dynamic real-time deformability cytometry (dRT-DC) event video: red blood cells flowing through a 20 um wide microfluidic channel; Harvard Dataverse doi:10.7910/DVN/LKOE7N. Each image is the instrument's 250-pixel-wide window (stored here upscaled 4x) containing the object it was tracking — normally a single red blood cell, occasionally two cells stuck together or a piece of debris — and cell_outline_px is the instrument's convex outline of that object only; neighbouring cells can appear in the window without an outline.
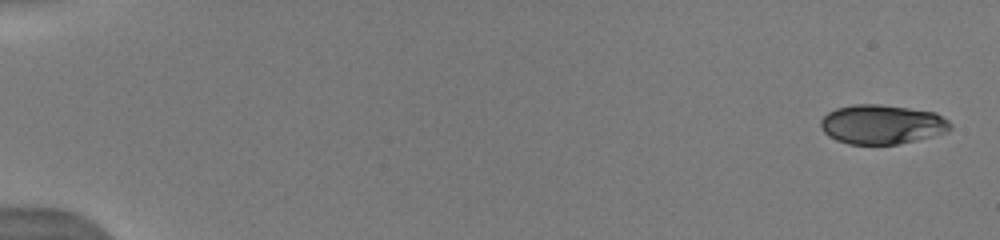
{"species": "human", "species_latin": "Homo sapiens", "temperature_condition": "warm", "stored_images_in_passage": 16, "camera_frame_rate_fps": 3000, "um_per_image_px": 0.085, "donor": {"sex": "male"}, "frame": {"image": 1, "passage_image": 1, "time_ms": 0.0, "image_size_px": [1000, 240], "cell_outline_px": [[952, 128], [948, 132], [916, 140], [896, 144], [848, 144], [836, 140], [828, 136], [820, 128], [820, 120], [828, 112], [836, 108], [852, 104], [880, 104], [936, 112], [948, 120], [952, 124]], "centroid_in_image_um": [74.96, 10.57], "position_along_channel_um": 10.0, "area_um2": 29.94}}
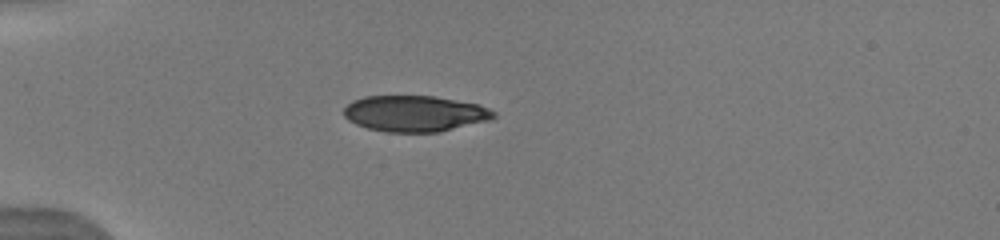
{"frame": {"image": 2, "passage_image": 9, "time_ms": 4.667, "image_size_px": [1000, 240], "cell_outline_px": [[496, 116], [492, 120], [440, 132], [388, 132], [368, 128], [356, 124], [348, 120], [344, 116], [344, 108], [352, 100], [364, 96], [432, 96], [476, 104], [488, 108], [496, 112]], "centroid_in_image_um": [35.27, 9.66], "position_along_channel_um": 49.7, "area_um2": 31.5}}